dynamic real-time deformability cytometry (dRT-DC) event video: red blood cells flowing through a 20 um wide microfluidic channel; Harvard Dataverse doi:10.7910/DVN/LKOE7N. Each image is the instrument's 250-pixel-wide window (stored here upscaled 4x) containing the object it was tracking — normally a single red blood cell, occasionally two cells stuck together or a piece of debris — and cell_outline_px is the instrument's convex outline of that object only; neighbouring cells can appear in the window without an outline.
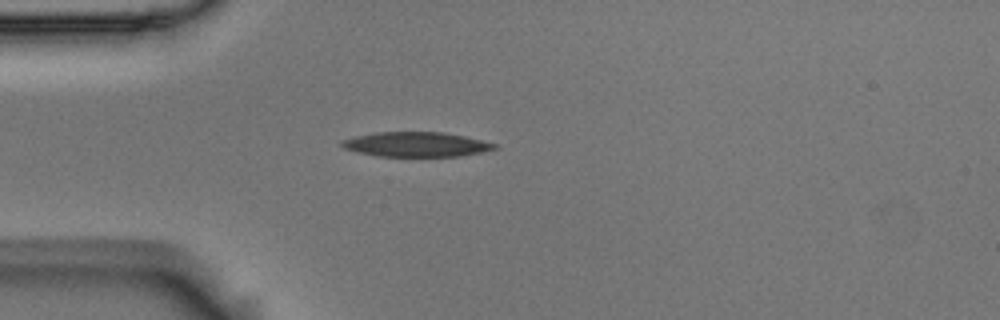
{"species": "Egyptian fruit bat (a non-hibernating species)", "species_latin": "Rousettus aegyptiacus", "temperature_condition": "room temperature", "stored_images_in_passage": 4, "camera_frame_rate_fps": 3000, "um_per_image_px": 0.085, "animal": {"sex": "male"}, "frame": {"image": 1, "passage_image": 3, "time_ms": 0.667, "image_size_px": [1000, 320], "cell_outline_px": [[500, 148], [460, 156], [376, 156], [356, 152], [344, 148], [340, 144], [340, 140], [356, 136], [376, 132], [444, 132], [464, 136], [500, 144]], "centroid_in_image_um": [35.39, 12.27], "position_along_channel_um": 49.6, "area_um2": 22.14}}